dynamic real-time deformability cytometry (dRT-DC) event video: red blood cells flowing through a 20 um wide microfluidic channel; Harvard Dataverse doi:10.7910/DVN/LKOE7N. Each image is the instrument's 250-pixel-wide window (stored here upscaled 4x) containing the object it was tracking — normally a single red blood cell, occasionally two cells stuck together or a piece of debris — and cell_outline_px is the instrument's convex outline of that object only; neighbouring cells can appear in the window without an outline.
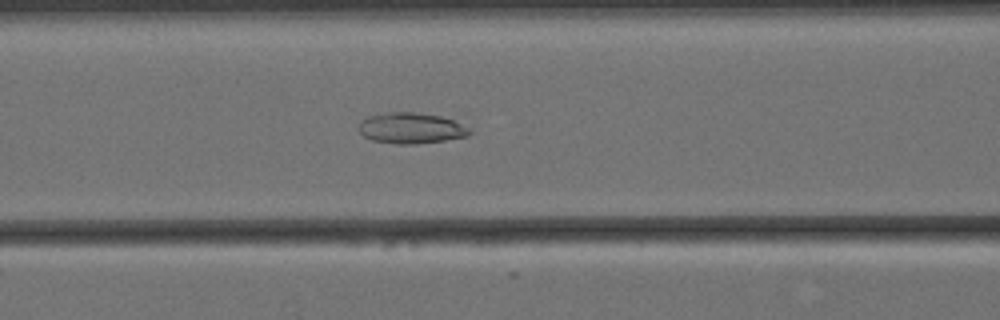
{"species": "Egyptian fruit bat (a non-hibernating species)", "species_latin": "Rousettus aegyptiacus", "temperature_condition": "cold", "stored_images_in_passage": 48, "camera_frame_rate_fps": 3000, "um_per_image_px": 0.085, "animal": {"sex": "female"}, "frame": {"image": 1, "passage_image": 13, "time_ms": 4.0, "image_size_px": [1000, 320], "cell_outline_px": [[472, 132], [468, 136], [444, 140], [416, 144], [396, 144], [372, 140], [364, 136], [356, 128], [360, 120], [368, 116], [388, 112], [412, 112], [440, 116], [452, 120], [468, 128]], "centroid_in_image_um": [34.88, 10.89], "position_along_channel_um": 131.7, "area_um2": 19.88}}
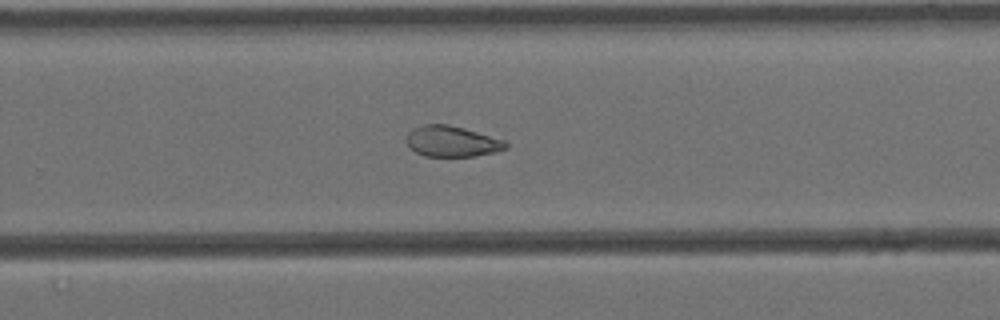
{"frame": {"image": 2, "passage_image": 27, "time_ms": 8.667, "image_size_px": [1000, 320], "cell_outline_px": [[508, 148], [496, 152], [476, 156], [424, 156], [416, 152], [404, 140], [408, 132], [412, 128], [424, 124], [448, 124], [464, 128], [504, 140], [508, 144]], "centroid_in_image_um": [38.4, 12.01], "position_along_channel_um": 291.4, "area_um2": 17.92}}
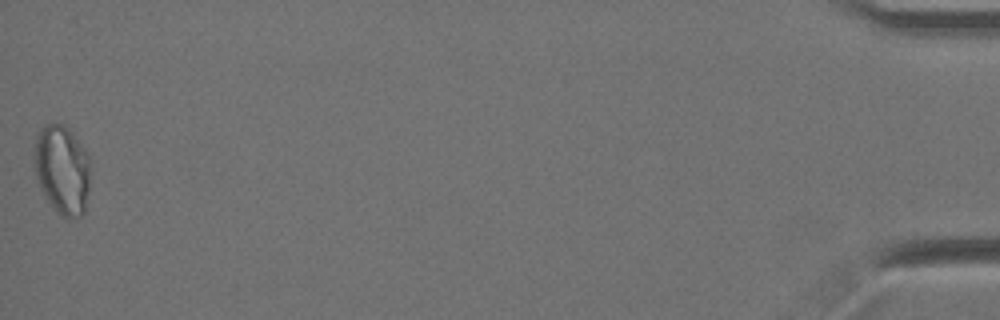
{"frame": {"image": 3, "passage_image": 48, "time_ms": 15.667, "image_size_px": [1000, 320], "cell_outline_px": [[92, 168], [88, 192], [84, 212], [80, 216], [60, 216], [52, 208], [40, 188], [36, 180], [32, 152], [36, 136], [48, 124], [64, 124], [72, 132], [84, 148], [88, 156]], "centroid_in_image_um": [5.28, 14.42], "position_along_channel_um": 429.9, "area_um2": 29.59}, "authors_computed_cell_mechanics": {"area_um2": 21.2704, "velocity_mm_per_s": 3.4359, "shape_relaxation_time_tau1_ms": null, "shape_relaxation_time_tau2_ms": 8.3801, "deformation_change_tau1": null, "deformation_change_tau2": 0.1198}}